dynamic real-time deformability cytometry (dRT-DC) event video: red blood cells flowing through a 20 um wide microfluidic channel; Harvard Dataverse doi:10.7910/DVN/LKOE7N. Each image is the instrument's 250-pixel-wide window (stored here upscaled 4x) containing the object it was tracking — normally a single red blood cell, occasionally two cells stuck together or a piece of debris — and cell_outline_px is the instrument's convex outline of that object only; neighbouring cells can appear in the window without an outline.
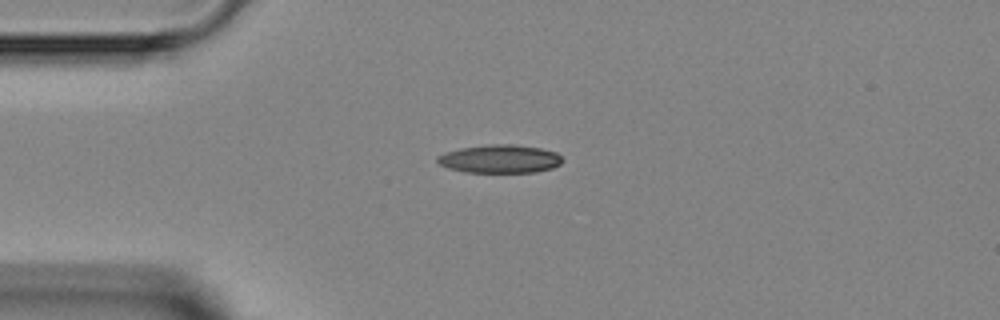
{"species": "Egyptian fruit bat (a non-hibernating species)", "species_latin": "Rousettus aegyptiacus", "temperature_condition": "room temperature", "stored_images_in_passage": 2, "camera_frame_rate_fps": 3000, "um_per_image_px": 0.085, "animal": {"sex": "female"}, "frame": {"image": 1, "passage_image": 1, "time_ms": 0.0, "image_size_px": [1000, 320], "cell_outline_px": [[564, 160], [560, 164], [552, 168], [536, 172], [464, 172], [448, 168], [440, 164], [436, 160], [436, 156], [444, 152], [460, 148], [492, 144], [512, 144], [540, 148], [556, 152]], "centroid_in_image_um": [42.48, 13.5], "position_along_channel_um": 42.5, "area_um2": 20.63}}